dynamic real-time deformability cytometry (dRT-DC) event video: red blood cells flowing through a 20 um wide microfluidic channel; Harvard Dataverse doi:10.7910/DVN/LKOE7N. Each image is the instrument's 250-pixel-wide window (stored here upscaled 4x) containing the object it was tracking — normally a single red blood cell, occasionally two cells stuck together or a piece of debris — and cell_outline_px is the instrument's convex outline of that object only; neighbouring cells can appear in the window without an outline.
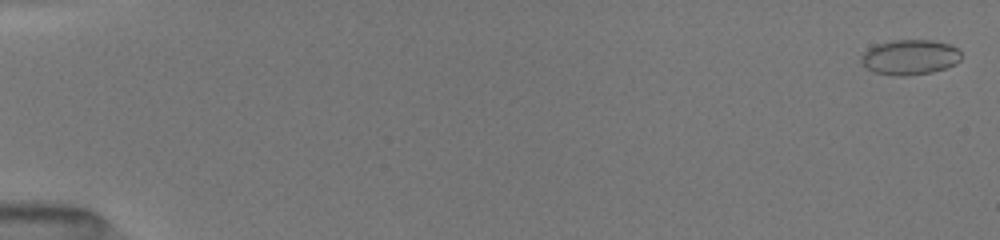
{"species": "common noctule bat (a hibernating species)", "species_latin": "Nyctalus noctula", "temperature_condition": "room temperature", "stored_images_in_passage": 11, "camera_frame_rate_fps": 3000, "um_per_image_px": 0.085, "animal": {"sex": "female", "body_mass_g": 19.5, "forearm_length_mm": 54.1}, "frame": {"image": 1, "passage_image": 2, "time_ms": 0.333, "image_size_px": [1000, 240], "cell_outline_px": [[960, 60], [956, 64], [932, 72], [904, 76], [892, 76], [876, 72], [868, 68], [860, 60], [860, 56], [868, 48], [876, 44], [896, 40], [932, 40], [952, 44], [960, 52]], "centroid_in_image_um": [77.35, 4.86], "position_along_channel_um": 7.7, "area_um2": 20.46}}
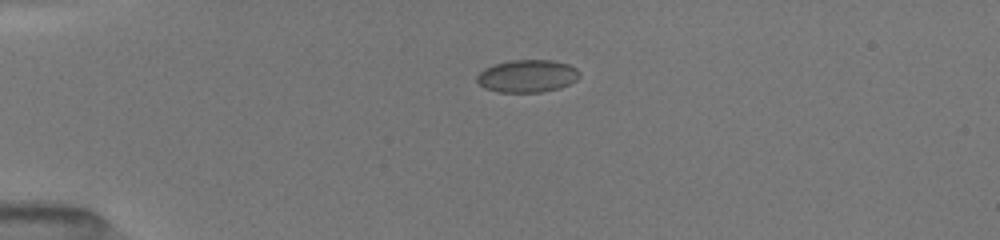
{"frame": {"image": 2, "passage_image": 7, "time_ms": 4.333, "image_size_px": [1000, 240], "cell_outline_px": [[580, 76], [576, 80], [560, 88], [540, 92], [496, 92], [484, 88], [476, 80], [476, 76], [484, 68], [508, 60], [552, 60], [568, 64], [576, 68], [580, 72]], "centroid_in_image_um": [44.81, 6.46], "position_along_channel_um": 40.2, "area_um2": 19.54}}
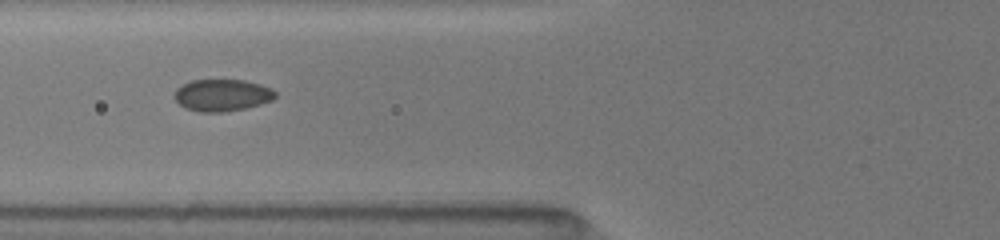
{"frame": {"image": 3, "passage_image": 10, "time_ms": 7.0, "image_size_px": [1000, 240], "cell_outline_px": [[276, 96], [272, 100], [260, 104], [244, 108], [224, 112], [200, 112], [184, 108], [172, 96], [176, 88], [180, 84], [192, 80], [244, 80], [260, 84], [272, 88], [276, 92]], "centroid_in_image_um": [18.85, 8.08], "position_along_channel_um": 107.0, "area_um2": 18.96}}